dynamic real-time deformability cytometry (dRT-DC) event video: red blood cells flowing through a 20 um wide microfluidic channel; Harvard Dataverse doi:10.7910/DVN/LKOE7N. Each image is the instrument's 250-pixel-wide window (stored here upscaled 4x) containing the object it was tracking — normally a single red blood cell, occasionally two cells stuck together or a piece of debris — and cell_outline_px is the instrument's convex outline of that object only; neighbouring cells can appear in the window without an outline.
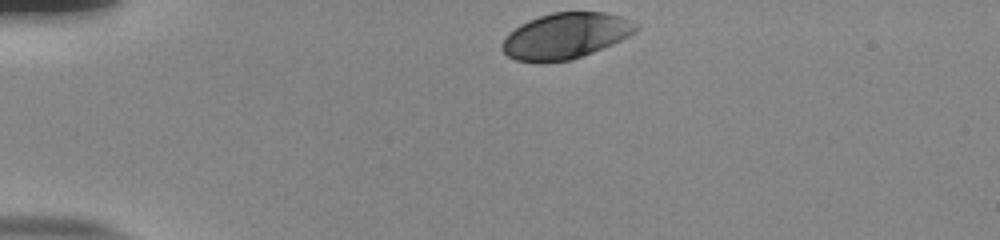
{"species": "human", "species_latin": "Homo sapiens", "temperature_condition": "room temperature", "stored_images_in_passage": 34, "camera_frame_rate_fps": 3000, "um_per_image_px": 0.085, "donor": {"sex": "male"}, "frame": {"image": 1, "passage_image": 1, "time_ms": 0.0, "image_size_px": [1000, 240], "cell_outline_px": [[640, 28], [636, 32], [612, 44], [572, 60], [540, 64], [516, 60], [508, 56], [500, 48], [500, 44], [520, 24], [528, 20], [552, 12], [604, 12], [620, 16], [636, 24]], "centroid_in_image_um": [48.05, 3.07], "position_along_channel_um": 36.9, "area_um2": 35.78}}
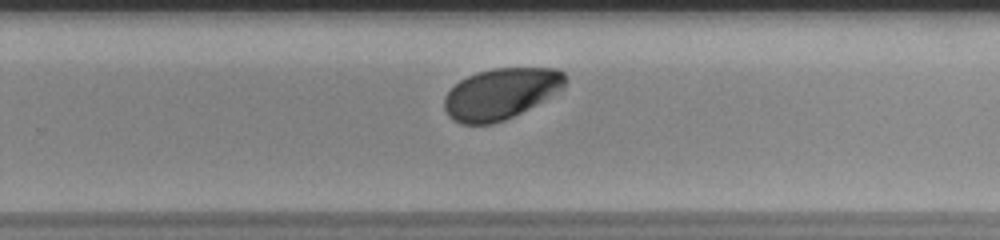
{"frame": {"image": 2, "passage_image": 25, "time_ms": 8.0, "image_size_px": [1000, 240], "cell_outline_px": [[564, 88], [536, 104], [504, 120], [492, 124], [460, 124], [452, 120], [448, 116], [444, 108], [444, 96], [460, 80], [476, 72], [492, 68], [556, 68], [564, 72]], "centroid_in_image_um": [42.53, 7.96], "position_along_channel_um": 287.3, "area_um2": 35.72}}
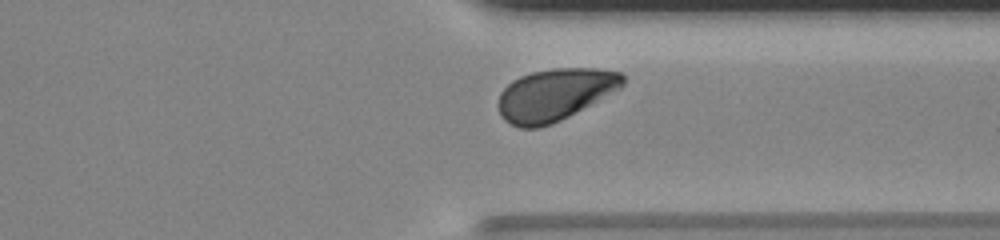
{"frame": {"image": 3, "passage_image": 31, "time_ms": 10.0, "image_size_px": [1000, 240], "cell_outline_px": [[624, 84], [620, 88], [568, 116], [552, 124], [540, 128], [520, 128], [504, 120], [500, 116], [496, 104], [500, 92], [512, 80], [520, 76], [532, 72], [552, 68], [596, 68], [620, 72], [624, 76]], "centroid_in_image_um": [47.11, 8.04], "position_along_channel_um": 364.3, "area_um2": 37.8}, "authors_computed_cell_mechanics": {"area_um2": 37.3099, "velocity_mm_per_s": 3.8147, "shape_relaxation_time_tau1_ms": 1.5417, "shape_relaxation_time_tau2_ms": null, "deformation_change_tau1": 0.0989, "deformation_change_tau2": null}}